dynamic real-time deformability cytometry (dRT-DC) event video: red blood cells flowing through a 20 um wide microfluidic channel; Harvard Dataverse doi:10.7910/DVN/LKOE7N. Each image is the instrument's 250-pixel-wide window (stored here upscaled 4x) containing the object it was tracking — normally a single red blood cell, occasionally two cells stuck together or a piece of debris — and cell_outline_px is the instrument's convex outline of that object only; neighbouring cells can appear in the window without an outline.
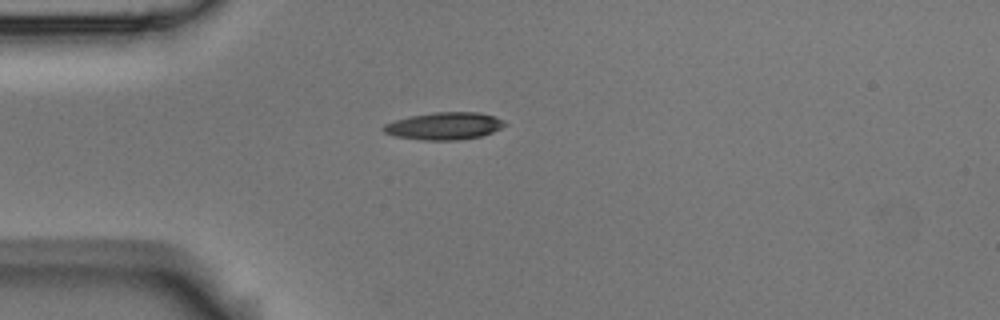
{"species": "Egyptian fruit bat (a non-hibernating species)", "species_latin": "Rousettus aegyptiacus", "temperature_condition": "room temperature", "stored_images_in_passage": 1, "camera_frame_rate_fps": 3000, "um_per_image_px": 0.085, "animal": {"sex": "male"}, "frame": {"image": 1, "passage_image": 1, "time_ms": 0.0, "image_size_px": [1000, 320], "cell_outline_px": [[508, 124], [492, 132], [480, 136], [460, 140], [424, 140], [396, 136], [384, 132], [380, 128], [384, 124], [396, 120], [412, 116], [436, 112], [480, 112], [504, 120]], "centroid_in_image_um": [37.77, 10.71], "position_along_channel_um": 47.2, "area_um2": 19.19}}